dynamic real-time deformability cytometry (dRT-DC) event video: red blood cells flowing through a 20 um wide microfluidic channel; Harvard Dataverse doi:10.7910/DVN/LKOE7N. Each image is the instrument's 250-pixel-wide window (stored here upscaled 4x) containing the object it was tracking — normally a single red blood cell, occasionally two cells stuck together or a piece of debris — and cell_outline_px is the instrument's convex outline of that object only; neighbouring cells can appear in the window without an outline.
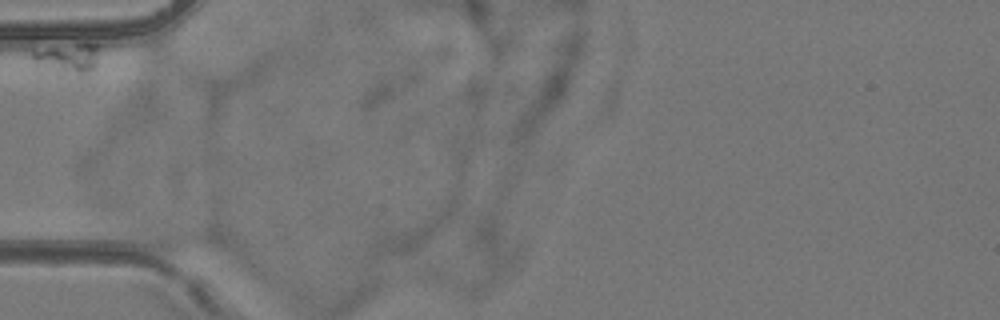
{"species": "common noctule bat (a hibernating species)", "species_latin": "Nyctalus noctula", "temperature_condition": "room temperature", "stored_images_in_passage": 11, "camera_frame_rate_fps": 3000, "um_per_image_px": 0.085, "animal": {"sex": "female", "body_mass_g": 24.6, "forearm_length_mm": 56.2}, "frame": {"image": 1, "passage_image": 1, "time_ms": 0.0, "image_size_px": [1000, 320], "cell_outline_px": [[96, 68], [88, 72], [60, 72], [36, 60], [32, 56], [32, 48], [84, 40], [96, 44]], "centroid_in_image_um": [5.78, 4.8], "position_along_channel_um": 79.2, "area_um2": 11.56}}
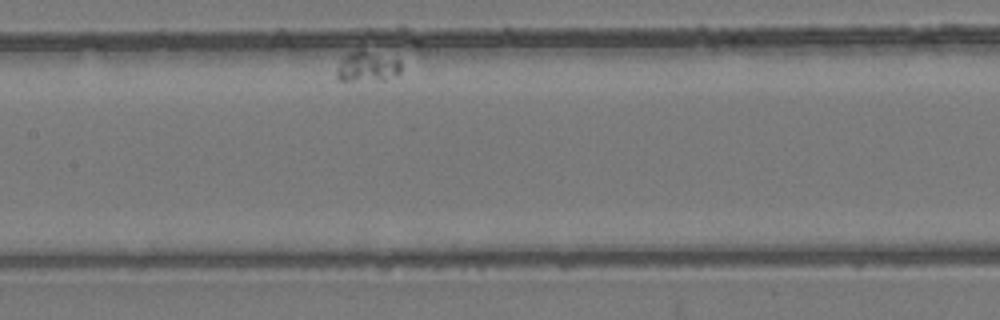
{"frame": {"image": 2, "passage_image": 5, "time_ms": 4.667, "image_size_px": [1000, 320], "cell_outline_px": [[400, 72], [396, 76], [384, 80], [340, 80], [336, 76], [336, 68], [344, 56], [348, 52], [360, 48], [364, 48], [400, 60]], "centroid_in_image_um": [31.21, 5.62], "position_along_channel_um": 176.2, "area_um2": 11.68}}